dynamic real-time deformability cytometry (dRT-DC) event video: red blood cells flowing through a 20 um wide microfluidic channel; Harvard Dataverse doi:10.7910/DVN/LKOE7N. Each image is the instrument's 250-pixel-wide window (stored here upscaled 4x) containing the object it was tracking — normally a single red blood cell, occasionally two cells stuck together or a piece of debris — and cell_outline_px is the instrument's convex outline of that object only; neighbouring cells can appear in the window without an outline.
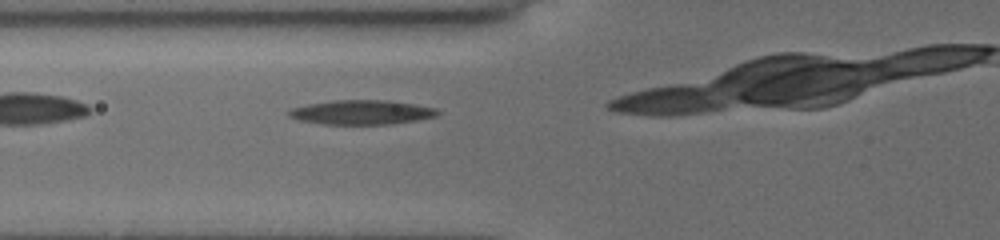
{"species": "common noctule bat (a hibernating species)", "species_latin": "Nyctalus noctula", "temperature_condition": "cold", "stored_images_in_passage": 7, "camera_frame_rate_fps": 3000, "um_per_image_px": 0.085, "animal": {"sex": "female", "body_mass_g": 19.5, "forearm_length_mm": 54.1}, "frame": {"image": 1, "passage_image": 4, "time_ms": 1.0, "image_size_px": [1000, 240], "cell_outline_px": [[440, 112], [436, 116], [416, 120], [388, 124], [324, 124], [300, 120], [288, 116], [288, 112], [292, 108], [308, 104], [332, 100], [388, 100], [416, 104], [436, 108]], "centroid_in_image_um": [30.75, 9.53], "position_along_channel_um": 95.1, "area_um2": 21.04}}